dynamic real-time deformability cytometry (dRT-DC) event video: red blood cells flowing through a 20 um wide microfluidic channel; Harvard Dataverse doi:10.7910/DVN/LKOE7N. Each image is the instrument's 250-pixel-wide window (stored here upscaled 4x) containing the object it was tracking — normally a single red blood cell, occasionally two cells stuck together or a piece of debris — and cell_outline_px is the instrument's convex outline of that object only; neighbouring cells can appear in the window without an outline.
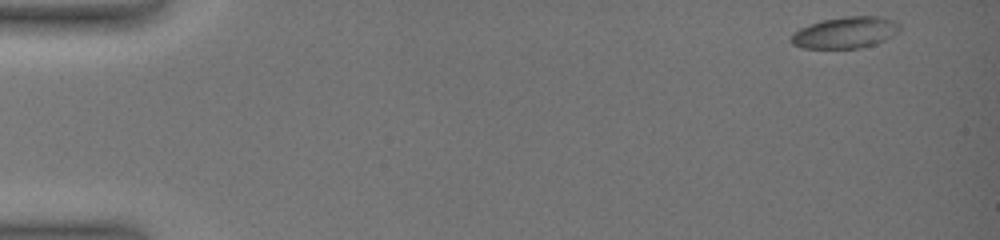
{"species": "common noctule bat (a hibernating species)", "species_latin": "Nyctalus noctula", "temperature_condition": "warm", "stored_images_in_passage": 31, "camera_frame_rate_fps": 3000, "um_per_image_px": 0.085, "animal": {"sex": "female", "body_mass_g": 19.0, "forearm_length_mm": 51.5}, "frame": {"image": 1, "passage_image": 1, "time_ms": 0.0, "image_size_px": [1000, 240], "cell_outline_px": [[900, 28], [892, 36], [876, 44], [860, 48], [800, 48], [792, 44], [788, 40], [800, 28], [820, 20], [844, 16], [884, 16], [900, 24]], "centroid_in_image_um": [71.85, 2.76], "position_along_channel_um": 13.2, "area_um2": 20.0}}
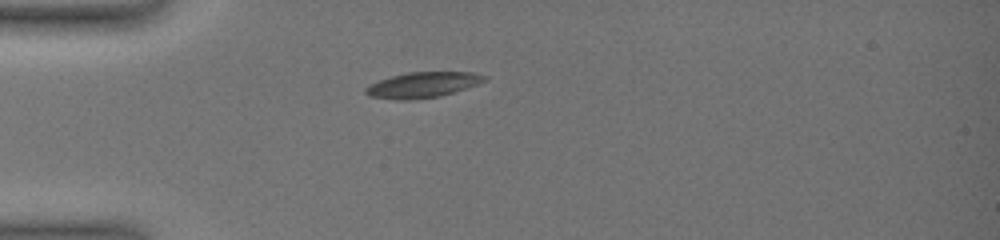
{"frame": {"image": 2, "passage_image": 26, "time_ms": 4.333, "image_size_px": [1000, 240], "cell_outline_px": [[488, 80], [440, 96], [412, 100], [396, 100], [368, 96], [364, 92], [364, 88], [380, 80], [392, 76], [408, 72], [472, 72], [488, 76]], "centroid_in_image_um": [35.91, 7.22], "position_along_channel_um": 49.1, "area_um2": 17.57}}